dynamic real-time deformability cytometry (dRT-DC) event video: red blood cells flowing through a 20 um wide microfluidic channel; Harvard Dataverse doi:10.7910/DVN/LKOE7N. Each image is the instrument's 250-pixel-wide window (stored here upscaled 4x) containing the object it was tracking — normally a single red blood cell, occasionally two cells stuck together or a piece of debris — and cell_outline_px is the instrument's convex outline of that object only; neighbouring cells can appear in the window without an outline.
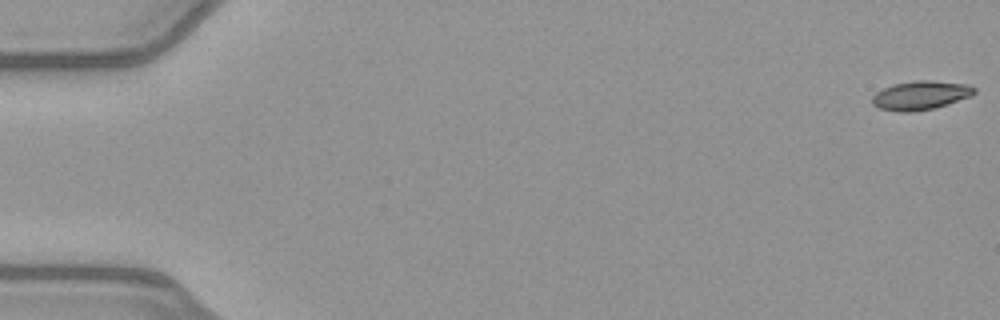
{"species": "common noctule bat (a hibernating species)", "species_latin": "Nyctalus noctula", "temperature_condition": "warm", "stored_images_in_passage": 52, "camera_frame_rate_fps": 3000, "um_per_image_px": 0.085, "animal": {"sex": "female", "body_mass_g": 21.9}, "frame": {"image": 1, "passage_image": 1, "time_ms": 0.0, "image_size_px": [1000, 320], "cell_outline_px": [[976, 92], [972, 96], [948, 104], [932, 108], [912, 112], [900, 112], [880, 108], [872, 104], [872, 96], [876, 92], [892, 84], [916, 80], [928, 80], [968, 84], [976, 88]], "centroid_in_image_um": [78.26, 8.09], "position_along_channel_um": 6.7, "area_um2": 17.22}}
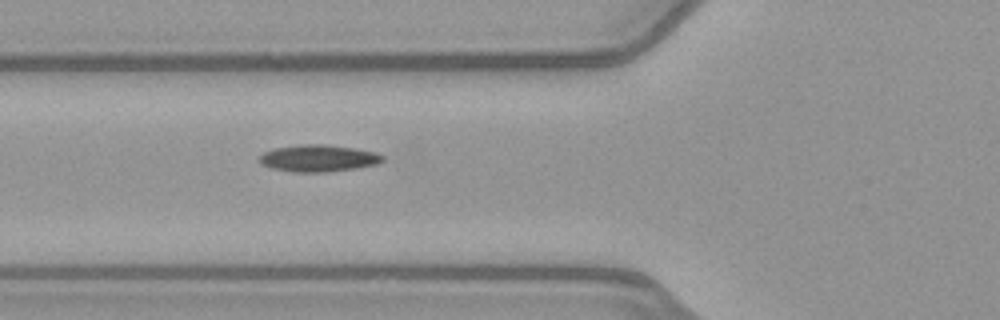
{"frame": {"image": 2, "passage_image": 20, "time_ms": 6.333, "image_size_px": [1000, 320], "cell_outline_px": [[384, 160], [376, 164], [356, 168], [324, 172], [296, 172], [272, 168], [260, 164], [260, 156], [264, 152], [276, 148], [300, 144], [324, 144], [352, 148], [376, 152], [384, 156]], "centroid_in_image_um": [27.06, 13.45], "position_along_channel_um": 98.7, "area_um2": 19.13}}
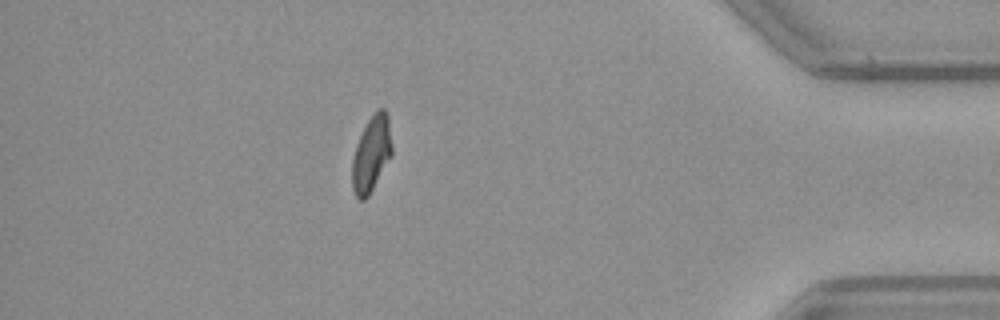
{"frame": {"image": 3, "passage_image": 46, "time_ms": 15.0, "image_size_px": [1000, 320], "cell_outline_px": [[392, 156], [368, 196], [364, 200], [360, 200], [356, 196], [352, 188], [352, 160], [356, 144], [368, 120], [380, 108], [384, 108], [388, 116], [392, 144]], "centroid_in_image_um": [31.57, 13.1], "position_along_channel_um": 403.6, "area_um2": 17.46}, "authors_computed_cell_mechanics": {"area_um2": 17.8313, "velocity_mm_per_s": 4.0249, "shape_relaxation_time_tau1_ms": null, "shape_relaxation_time_tau2_ms": 2.7345, "deformation_change_tau1": null, "deformation_change_tau2": 0.0822}}